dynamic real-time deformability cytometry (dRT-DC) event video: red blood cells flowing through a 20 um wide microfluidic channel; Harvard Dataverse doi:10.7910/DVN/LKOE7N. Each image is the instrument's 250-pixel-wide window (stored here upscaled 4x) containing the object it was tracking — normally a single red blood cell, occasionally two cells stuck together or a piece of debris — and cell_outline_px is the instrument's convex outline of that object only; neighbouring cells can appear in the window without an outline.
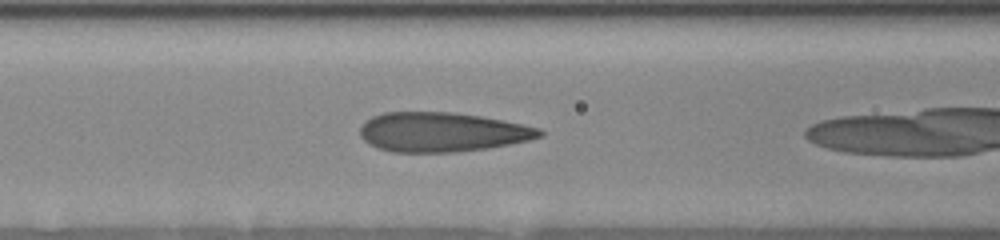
{"species": "human", "species_latin": "Homo sapiens", "temperature_condition": "room temperature", "stored_images_in_passage": 17, "camera_frame_rate_fps": 3000, "um_per_image_px": 0.085, "donor": {"sex": "female"}, "frame": {"image": 1, "passage_image": 4, "time_ms": 1.0, "image_size_px": [1000, 240], "cell_outline_px": [[544, 136], [528, 140], [488, 148], [452, 152], [392, 152], [376, 148], [368, 144], [360, 136], [360, 128], [364, 120], [372, 116], [384, 112], [452, 112], [480, 116], [540, 128], [544, 132]], "centroid_in_image_um": [37.52, 11.23], "position_along_channel_um": 129.1, "area_um2": 41.33}}
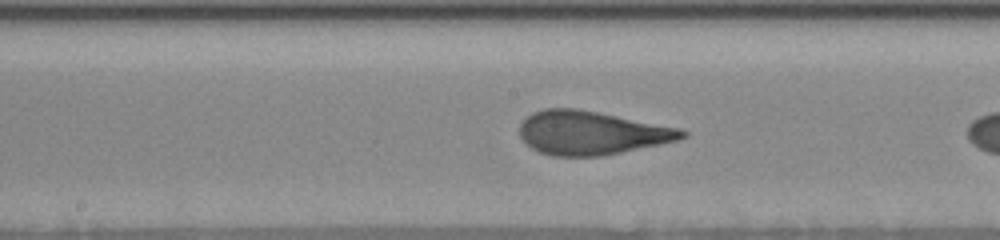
{"frame": {"image": 2, "passage_image": 9, "time_ms": 2.667, "image_size_px": [1000, 240], "cell_outline_px": [[688, 136], [680, 140], [600, 156], [552, 156], [540, 152], [524, 144], [520, 136], [520, 124], [532, 112], [544, 108], [576, 108], [680, 128], [688, 132]], "centroid_in_image_um": [50.25, 11.29], "position_along_channel_um": 197.9, "area_um2": 41.21}}
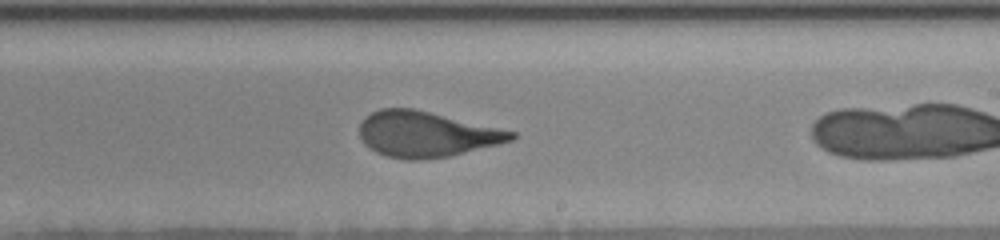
{"frame": {"image": 3, "passage_image": 13, "time_ms": 4.0, "image_size_px": [1000, 240], "cell_outline_px": [[516, 136], [512, 140], [448, 156], [416, 160], [404, 160], [388, 156], [376, 152], [368, 148], [364, 144], [360, 136], [360, 124], [372, 112], [380, 108], [412, 108], [516, 132]], "centroid_in_image_um": [36.18, 11.41], "position_along_channel_um": 252.8, "area_um2": 39.65}}